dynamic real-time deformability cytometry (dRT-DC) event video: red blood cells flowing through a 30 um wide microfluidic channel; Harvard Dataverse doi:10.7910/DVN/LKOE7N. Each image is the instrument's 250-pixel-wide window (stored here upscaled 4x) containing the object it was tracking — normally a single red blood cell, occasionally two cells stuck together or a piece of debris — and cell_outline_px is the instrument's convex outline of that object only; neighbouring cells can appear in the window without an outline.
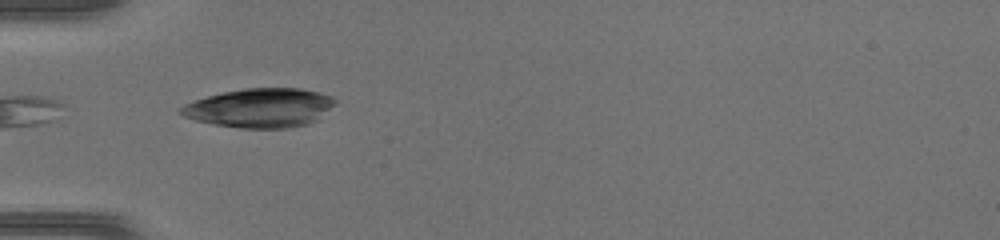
{"species": "common noctule bat (a hibernating species)", "species_latin": "Nyctalus noctula", "temperature_condition": "warm", "stored_images_in_passage": 4, "camera_frame_rate_fps": 3000, "um_per_image_px": 0.085, "animal": {"sex": "female", "body_mass_g": 17.0, "forearm_length_mm": 48.0}, "frame": {"image": 1, "passage_image": 1, "time_ms": 0.0, "image_size_px": [1000, 240], "cell_outline_px": [[336, 104], [320, 120], [308, 124], [288, 128], [240, 128], [212, 124], [196, 120], [184, 116], [180, 112], [180, 108], [184, 104], [208, 96], [224, 92], [244, 88], [300, 88], [320, 92], [332, 96], [336, 100]], "centroid_in_image_um": [22.18, 9.17], "position_along_channel_um": 62.8, "area_um2": 35.37}}